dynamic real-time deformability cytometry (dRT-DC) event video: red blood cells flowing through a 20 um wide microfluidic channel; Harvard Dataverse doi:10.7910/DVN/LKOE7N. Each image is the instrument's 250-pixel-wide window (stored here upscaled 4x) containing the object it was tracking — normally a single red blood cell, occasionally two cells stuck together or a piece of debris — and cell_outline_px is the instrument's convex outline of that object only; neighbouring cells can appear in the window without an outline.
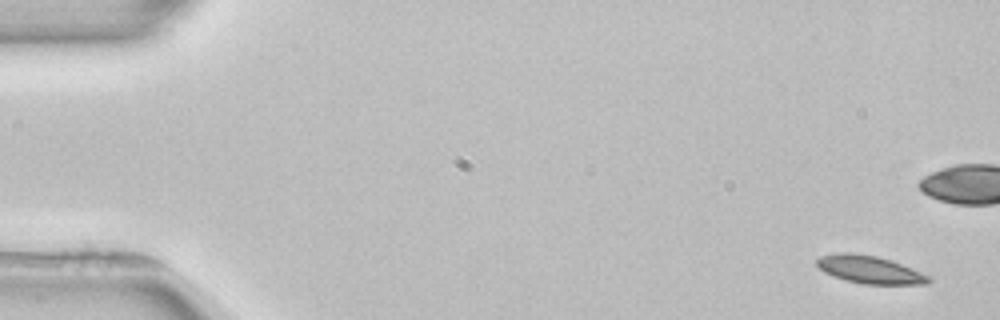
{"species": "common noctule bat (a hibernating species)", "species_latin": "Nyctalus noctula", "temperature_condition": "room temperature", "stored_images_in_passage": 6, "camera_frame_rate_fps": 3000, "um_per_image_px": 0.085, "animal": {"sex": "female", "body_mass_g": 22.7, "forearm_length_mm": 54.2}, "frame": {"image": 1, "passage_image": 1, "time_ms": 0.0, "image_size_px": [1000, 320], "cell_outline_px": [[932, 280], [928, 284], [864, 284], [844, 280], [832, 276], [824, 272], [816, 264], [816, 260], [820, 256], [836, 252], [852, 252], [876, 256], [900, 264], [920, 272], [928, 276]], "centroid_in_image_um": [73.86, 22.91], "position_along_channel_um": 11.1, "area_um2": 17.98}}